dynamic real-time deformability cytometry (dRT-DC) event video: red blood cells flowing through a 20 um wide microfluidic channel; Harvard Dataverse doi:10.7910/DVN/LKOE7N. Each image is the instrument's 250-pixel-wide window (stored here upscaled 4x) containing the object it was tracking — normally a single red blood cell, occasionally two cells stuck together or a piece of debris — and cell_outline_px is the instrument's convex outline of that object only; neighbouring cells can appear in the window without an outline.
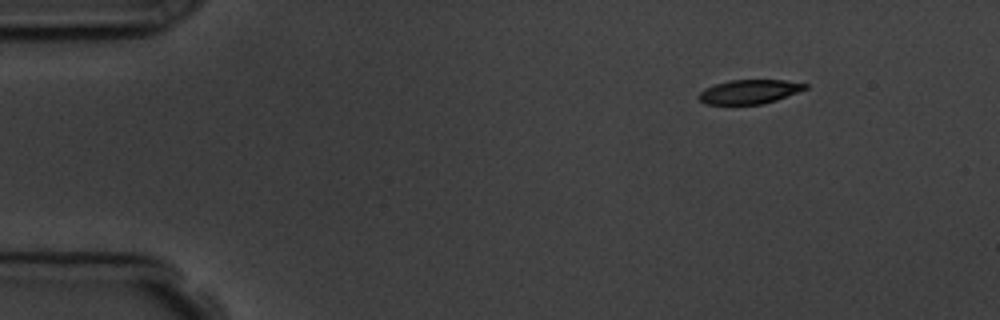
{"species": "common noctule bat (a hibernating species)", "species_latin": "Nyctalus noctula", "temperature_condition": "room temperature", "stored_images_in_passage": 50, "camera_frame_rate_fps": 3000, "um_per_image_px": 0.085, "animal": {"sex": "male", "body_mass_g": 19.5, "forearm_length_mm": 54.6}, "frame": {"image": 1, "passage_image": 1, "time_ms": 0.0, "image_size_px": [1000, 320], "cell_outline_px": [[808, 88], [776, 100], [760, 104], [704, 104], [696, 96], [704, 88], [728, 80], [784, 80], [808, 84]], "centroid_in_image_um": [63.67, 7.79], "position_along_channel_um": 21.3, "area_um2": 14.91}}
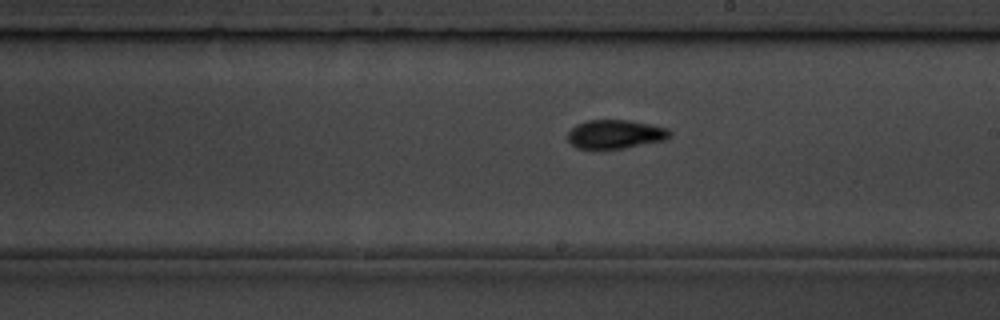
{"frame": {"image": 2, "passage_image": 26, "time_ms": 8.333, "image_size_px": [1000, 320], "cell_outline_px": [[672, 136], [664, 140], [624, 148], [576, 148], [568, 140], [568, 132], [576, 124], [588, 120], [632, 120], [668, 128], [672, 132]], "centroid_in_image_um": [52.33, 11.39], "position_along_channel_um": 236.7, "area_um2": 17.11}}
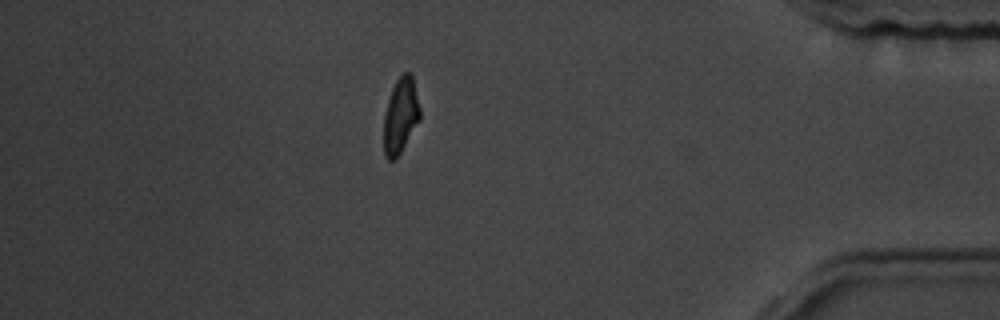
{"frame": {"image": 3, "passage_image": 43, "time_ms": 14.0, "image_size_px": [1000, 320], "cell_outline_px": [[420, 120], [396, 160], [388, 160], [384, 156], [384, 112], [392, 88], [396, 80], [404, 72], [412, 72], [420, 108]], "centroid_in_image_um": [34.05, 9.83], "position_along_channel_um": 401.1, "area_um2": 16.13}, "authors_computed_cell_mechanics": {"area_um2": 16.6175, "velocity_mm_per_s": 3.6093, "shape_relaxation_time_tau1_ms": 2.6543, "shape_relaxation_time_tau2_ms": 3.8972, "deformation_change_tau1": 0.1324, "deformation_change_tau2": 0.0937}}